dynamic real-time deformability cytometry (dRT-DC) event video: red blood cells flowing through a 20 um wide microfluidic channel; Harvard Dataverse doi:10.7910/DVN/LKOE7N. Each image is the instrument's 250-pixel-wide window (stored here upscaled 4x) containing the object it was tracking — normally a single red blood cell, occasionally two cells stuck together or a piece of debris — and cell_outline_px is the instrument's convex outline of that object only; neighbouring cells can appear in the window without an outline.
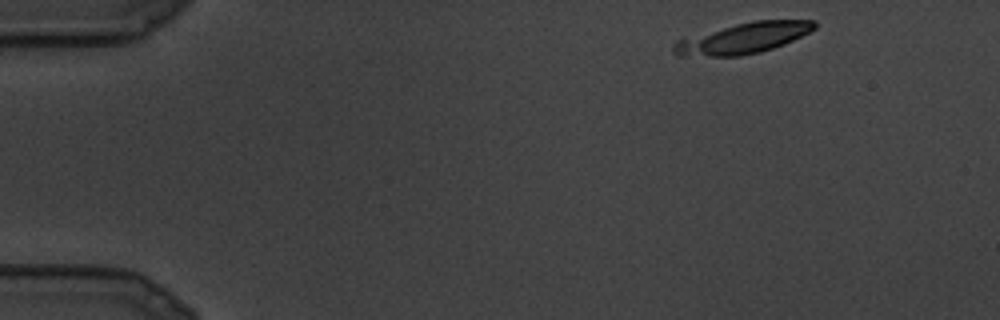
{"species": "common noctule bat (a hibernating species)", "species_latin": "Nyctalus noctula", "temperature_condition": "cold", "stored_images_in_passage": 18, "camera_frame_rate_fps": 3000, "um_per_image_px": 0.085, "animal": {"sex": "male", "body_mass_g": 19.5, "forearm_length_mm": 54.6}, "frame": {"image": 1, "passage_image": 1, "time_ms": 0.0, "image_size_px": [1000, 320], "cell_outline_px": [[816, 28], [784, 44], [760, 52], [740, 56], [676, 56], [672, 52], [672, 44], [676, 40], [736, 24], [752, 20], [816, 20]], "centroid_in_image_um": [63.13, 3.25], "position_along_channel_um": 21.9, "area_um2": 25.03}}
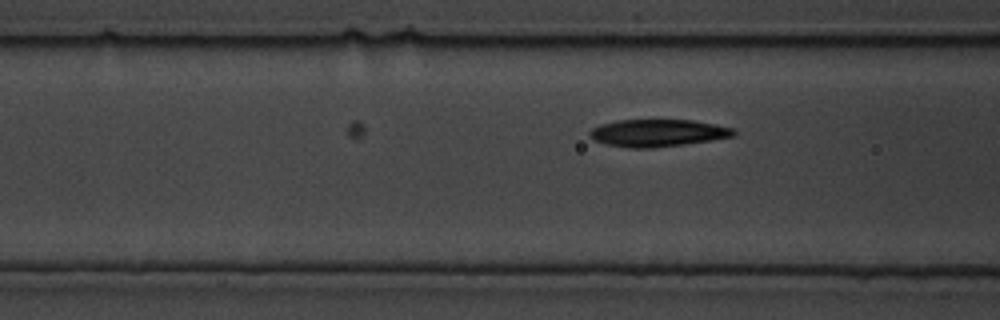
{"frame": {"image": 2, "passage_image": 8, "time_ms": 2.333, "image_size_px": [1000, 320], "cell_outline_px": [[736, 132], [732, 136], [712, 140], [684, 144], [652, 148], [628, 148], [604, 144], [592, 140], [588, 132], [592, 128], [600, 124], [620, 120], [692, 120], [716, 124], [732, 128]], "centroid_in_image_um": [55.85, 11.3], "position_along_channel_um": 110.7, "area_um2": 22.95}}
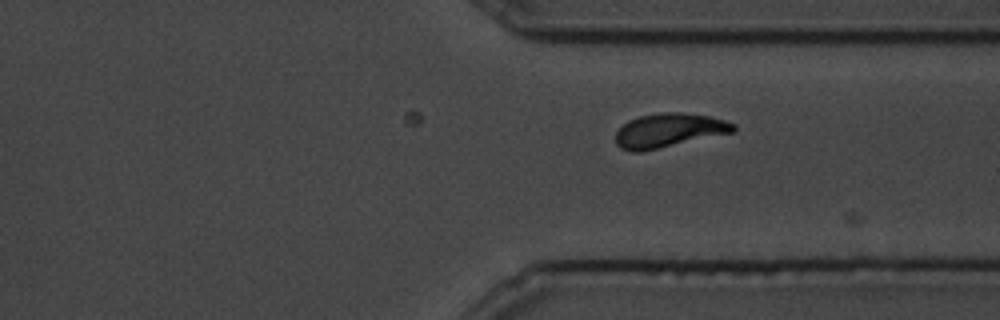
{"frame": {"image": 3, "passage_image": 18, "time_ms": 5.667, "image_size_px": [1000, 320], "cell_outline_px": [[736, 132], [640, 152], [632, 152], [620, 148], [616, 144], [616, 132], [628, 120], [640, 116], [660, 112], [680, 112], [708, 116], [724, 120], [736, 124]], "centroid_in_image_um": [56.87, 11.09], "position_along_channel_um": 354.5, "area_um2": 23.41}}